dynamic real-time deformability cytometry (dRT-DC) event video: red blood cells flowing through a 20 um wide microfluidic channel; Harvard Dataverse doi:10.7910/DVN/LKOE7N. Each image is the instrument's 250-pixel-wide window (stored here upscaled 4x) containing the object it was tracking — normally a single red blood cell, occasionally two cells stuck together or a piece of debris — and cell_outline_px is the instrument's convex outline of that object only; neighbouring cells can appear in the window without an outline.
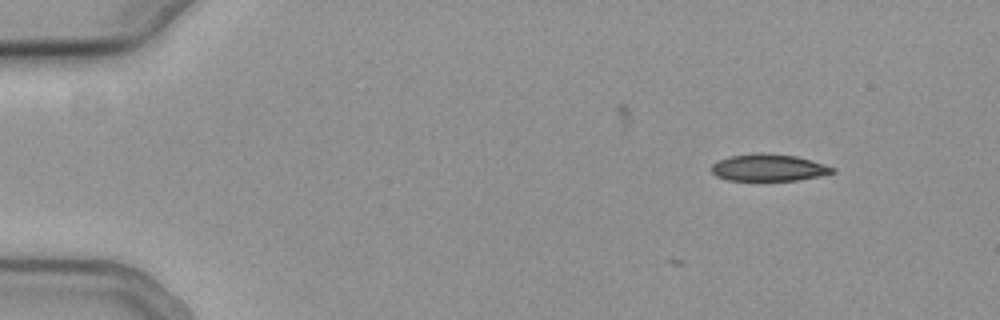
{"species": "common noctule bat (a hibernating species)", "species_latin": "Nyctalus noctula", "temperature_condition": "cold", "stored_images_in_passage": 4, "camera_frame_rate_fps": 3000, "um_per_image_px": 0.085, "animal": {"sex": "female", "body_mass_g": 19.3, "forearm_length_mm": 54.1}, "frame": {"image": 1, "passage_image": 1, "time_ms": 0.0, "image_size_px": [1000, 320], "cell_outline_px": [[836, 172], [820, 176], [796, 180], [728, 180], [716, 176], [712, 172], [712, 164], [720, 160], [732, 156], [796, 156], [824, 164], [836, 168]], "centroid_in_image_um": [65.39, 14.3], "position_along_channel_um": 19.6, "area_um2": 17.92}}